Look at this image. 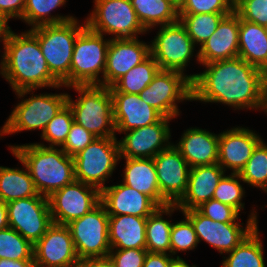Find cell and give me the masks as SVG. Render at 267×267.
I'll return each mask as SVG.
<instances>
[{
  "label": "cell",
  "mask_w": 267,
  "mask_h": 267,
  "mask_svg": "<svg viewBox=\"0 0 267 267\" xmlns=\"http://www.w3.org/2000/svg\"><path fill=\"white\" fill-rule=\"evenodd\" d=\"M2 48L0 75L12 91L63 88L51 75L39 41L29 29L21 33L11 29Z\"/></svg>",
  "instance_id": "cell-2"
},
{
  "label": "cell",
  "mask_w": 267,
  "mask_h": 267,
  "mask_svg": "<svg viewBox=\"0 0 267 267\" xmlns=\"http://www.w3.org/2000/svg\"><path fill=\"white\" fill-rule=\"evenodd\" d=\"M94 8L85 18L94 32L111 35V39L138 38L147 34L137 18L130 0H93Z\"/></svg>",
  "instance_id": "cell-10"
},
{
  "label": "cell",
  "mask_w": 267,
  "mask_h": 267,
  "mask_svg": "<svg viewBox=\"0 0 267 267\" xmlns=\"http://www.w3.org/2000/svg\"><path fill=\"white\" fill-rule=\"evenodd\" d=\"M238 57L267 74V34L264 26L240 18Z\"/></svg>",
  "instance_id": "cell-27"
},
{
  "label": "cell",
  "mask_w": 267,
  "mask_h": 267,
  "mask_svg": "<svg viewBox=\"0 0 267 267\" xmlns=\"http://www.w3.org/2000/svg\"><path fill=\"white\" fill-rule=\"evenodd\" d=\"M67 0H25V6L22 18L20 19L24 22L29 29L40 25L46 24H59L63 22L70 21L77 18L73 15H53L51 11L59 9V7L65 6Z\"/></svg>",
  "instance_id": "cell-32"
},
{
  "label": "cell",
  "mask_w": 267,
  "mask_h": 267,
  "mask_svg": "<svg viewBox=\"0 0 267 267\" xmlns=\"http://www.w3.org/2000/svg\"><path fill=\"white\" fill-rule=\"evenodd\" d=\"M262 242L257 225L227 257L223 255L221 267H266Z\"/></svg>",
  "instance_id": "cell-31"
},
{
  "label": "cell",
  "mask_w": 267,
  "mask_h": 267,
  "mask_svg": "<svg viewBox=\"0 0 267 267\" xmlns=\"http://www.w3.org/2000/svg\"><path fill=\"white\" fill-rule=\"evenodd\" d=\"M173 1L179 5V3H180L182 0H173Z\"/></svg>",
  "instance_id": "cell-56"
},
{
  "label": "cell",
  "mask_w": 267,
  "mask_h": 267,
  "mask_svg": "<svg viewBox=\"0 0 267 267\" xmlns=\"http://www.w3.org/2000/svg\"><path fill=\"white\" fill-rule=\"evenodd\" d=\"M138 95L164 117L177 119L181 114L178 104L192 102V80L184 73L160 69Z\"/></svg>",
  "instance_id": "cell-12"
},
{
  "label": "cell",
  "mask_w": 267,
  "mask_h": 267,
  "mask_svg": "<svg viewBox=\"0 0 267 267\" xmlns=\"http://www.w3.org/2000/svg\"><path fill=\"white\" fill-rule=\"evenodd\" d=\"M263 140L249 127L235 126L219 133L218 164L228 174L239 173Z\"/></svg>",
  "instance_id": "cell-19"
},
{
  "label": "cell",
  "mask_w": 267,
  "mask_h": 267,
  "mask_svg": "<svg viewBox=\"0 0 267 267\" xmlns=\"http://www.w3.org/2000/svg\"><path fill=\"white\" fill-rule=\"evenodd\" d=\"M78 265L80 267H114L109 256L96 257V258H85L79 260Z\"/></svg>",
  "instance_id": "cell-49"
},
{
  "label": "cell",
  "mask_w": 267,
  "mask_h": 267,
  "mask_svg": "<svg viewBox=\"0 0 267 267\" xmlns=\"http://www.w3.org/2000/svg\"><path fill=\"white\" fill-rule=\"evenodd\" d=\"M180 209L175 204L159 206L146 220V249L151 253H165L171 255L170 231L173 225L170 218ZM168 216L165 219L164 216Z\"/></svg>",
  "instance_id": "cell-28"
},
{
  "label": "cell",
  "mask_w": 267,
  "mask_h": 267,
  "mask_svg": "<svg viewBox=\"0 0 267 267\" xmlns=\"http://www.w3.org/2000/svg\"><path fill=\"white\" fill-rule=\"evenodd\" d=\"M35 267H74L79 263L67 225L52 223L33 245Z\"/></svg>",
  "instance_id": "cell-17"
},
{
  "label": "cell",
  "mask_w": 267,
  "mask_h": 267,
  "mask_svg": "<svg viewBox=\"0 0 267 267\" xmlns=\"http://www.w3.org/2000/svg\"><path fill=\"white\" fill-rule=\"evenodd\" d=\"M9 227L7 205L0 200V230Z\"/></svg>",
  "instance_id": "cell-51"
},
{
  "label": "cell",
  "mask_w": 267,
  "mask_h": 267,
  "mask_svg": "<svg viewBox=\"0 0 267 267\" xmlns=\"http://www.w3.org/2000/svg\"><path fill=\"white\" fill-rule=\"evenodd\" d=\"M150 55V42L138 38L111 39L107 51L103 86L111 87Z\"/></svg>",
  "instance_id": "cell-20"
},
{
  "label": "cell",
  "mask_w": 267,
  "mask_h": 267,
  "mask_svg": "<svg viewBox=\"0 0 267 267\" xmlns=\"http://www.w3.org/2000/svg\"><path fill=\"white\" fill-rule=\"evenodd\" d=\"M79 260L110 253L109 215L100 202L90 212L67 224Z\"/></svg>",
  "instance_id": "cell-13"
},
{
  "label": "cell",
  "mask_w": 267,
  "mask_h": 267,
  "mask_svg": "<svg viewBox=\"0 0 267 267\" xmlns=\"http://www.w3.org/2000/svg\"><path fill=\"white\" fill-rule=\"evenodd\" d=\"M159 70V65L150 54L143 62L133 67L109 87L110 92L138 95L152 82Z\"/></svg>",
  "instance_id": "cell-33"
},
{
  "label": "cell",
  "mask_w": 267,
  "mask_h": 267,
  "mask_svg": "<svg viewBox=\"0 0 267 267\" xmlns=\"http://www.w3.org/2000/svg\"><path fill=\"white\" fill-rule=\"evenodd\" d=\"M244 181L238 173L225 174L219 181L212 199L235 208L239 213L244 209L245 195Z\"/></svg>",
  "instance_id": "cell-37"
},
{
  "label": "cell",
  "mask_w": 267,
  "mask_h": 267,
  "mask_svg": "<svg viewBox=\"0 0 267 267\" xmlns=\"http://www.w3.org/2000/svg\"><path fill=\"white\" fill-rule=\"evenodd\" d=\"M179 212L193 224L198 242L208 243L220 255L231 252L258 225V212L253 207L245 226L243 222L240 223L239 218L232 223L214 221L202 215L197 209L180 210Z\"/></svg>",
  "instance_id": "cell-11"
},
{
  "label": "cell",
  "mask_w": 267,
  "mask_h": 267,
  "mask_svg": "<svg viewBox=\"0 0 267 267\" xmlns=\"http://www.w3.org/2000/svg\"><path fill=\"white\" fill-rule=\"evenodd\" d=\"M225 174L218 163L191 167L186 192L175 205L180 210H191L209 201Z\"/></svg>",
  "instance_id": "cell-24"
},
{
  "label": "cell",
  "mask_w": 267,
  "mask_h": 267,
  "mask_svg": "<svg viewBox=\"0 0 267 267\" xmlns=\"http://www.w3.org/2000/svg\"><path fill=\"white\" fill-rule=\"evenodd\" d=\"M180 221L173 222L170 231L171 255L176 257L179 252L196 249L199 242L193 224L185 216Z\"/></svg>",
  "instance_id": "cell-40"
},
{
  "label": "cell",
  "mask_w": 267,
  "mask_h": 267,
  "mask_svg": "<svg viewBox=\"0 0 267 267\" xmlns=\"http://www.w3.org/2000/svg\"><path fill=\"white\" fill-rule=\"evenodd\" d=\"M234 11L245 21L267 27V0H235Z\"/></svg>",
  "instance_id": "cell-42"
},
{
  "label": "cell",
  "mask_w": 267,
  "mask_h": 267,
  "mask_svg": "<svg viewBox=\"0 0 267 267\" xmlns=\"http://www.w3.org/2000/svg\"><path fill=\"white\" fill-rule=\"evenodd\" d=\"M156 28V36L150 41V54L159 68L184 73L193 80L196 74H187L185 71L194 56L196 63L200 64L199 54L185 27L178 21L152 29Z\"/></svg>",
  "instance_id": "cell-8"
},
{
  "label": "cell",
  "mask_w": 267,
  "mask_h": 267,
  "mask_svg": "<svg viewBox=\"0 0 267 267\" xmlns=\"http://www.w3.org/2000/svg\"><path fill=\"white\" fill-rule=\"evenodd\" d=\"M8 37V35H0V42H1V44H2V46H3V43H4V41H5V39ZM0 44V45H1ZM0 52H1V50H0Z\"/></svg>",
  "instance_id": "cell-54"
},
{
  "label": "cell",
  "mask_w": 267,
  "mask_h": 267,
  "mask_svg": "<svg viewBox=\"0 0 267 267\" xmlns=\"http://www.w3.org/2000/svg\"><path fill=\"white\" fill-rule=\"evenodd\" d=\"M67 88L78 93L76 100L69 93L67 99L74 121L96 137H116L110 88L101 85H73Z\"/></svg>",
  "instance_id": "cell-5"
},
{
  "label": "cell",
  "mask_w": 267,
  "mask_h": 267,
  "mask_svg": "<svg viewBox=\"0 0 267 267\" xmlns=\"http://www.w3.org/2000/svg\"><path fill=\"white\" fill-rule=\"evenodd\" d=\"M173 119L163 117L155 124L131 129L118 140L120 158H154L168 148L171 142L170 122Z\"/></svg>",
  "instance_id": "cell-16"
},
{
  "label": "cell",
  "mask_w": 267,
  "mask_h": 267,
  "mask_svg": "<svg viewBox=\"0 0 267 267\" xmlns=\"http://www.w3.org/2000/svg\"><path fill=\"white\" fill-rule=\"evenodd\" d=\"M230 13L179 14V21L199 49L216 31L220 21Z\"/></svg>",
  "instance_id": "cell-34"
},
{
  "label": "cell",
  "mask_w": 267,
  "mask_h": 267,
  "mask_svg": "<svg viewBox=\"0 0 267 267\" xmlns=\"http://www.w3.org/2000/svg\"><path fill=\"white\" fill-rule=\"evenodd\" d=\"M0 267H35L34 260L0 259Z\"/></svg>",
  "instance_id": "cell-50"
},
{
  "label": "cell",
  "mask_w": 267,
  "mask_h": 267,
  "mask_svg": "<svg viewBox=\"0 0 267 267\" xmlns=\"http://www.w3.org/2000/svg\"><path fill=\"white\" fill-rule=\"evenodd\" d=\"M9 227L34 245L53 223L48 197L43 195L6 203Z\"/></svg>",
  "instance_id": "cell-14"
},
{
  "label": "cell",
  "mask_w": 267,
  "mask_h": 267,
  "mask_svg": "<svg viewBox=\"0 0 267 267\" xmlns=\"http://www.w3.org/2000/svg\"><path fill=\"white\" fill-rule=\"evenodd\" d=\"M186 262L187 261H185L182 257L177 255L176 257L172 258L170 267H197V265H195V264L194 265H189Z\"/></svg>",
  "instance_id": "cell-53"
},
{
  "label": "cell",
  "mask_w": 267,
  "mask_h": 267,
  "mask_svg": "<svg viewBox=\"0 0 267 267\" xmlns=\"http://www.w3.org/2000/svg\"><path fill=\"white\" fill-rule=\"evenodd\" d=\"M125 160L122 183L151 197L159 206L169 203L161 196L153 158H120Z\"/></svg>",
  "instance_id": "cell-25"
},
{
  "label": "cell",
  "mask_w": 267,
  "mask_h": 267,
  "mask_svg": "<svg viewBox=\"0 0 267 267\" xmlns=\"http://www.w3.org/2000/svg\"><path fill=\"white\" fill-rule=\"evenodd\" d=\"M0 259L34 260L33 245L13 228L0 230Z\"/></svg>",
  "instance_id": "cell-38"
},
{
  "label": "cell",
  "mask_w": 267,
  "mask_h": 267,
  "mask_svg": "<svg viewBox=\"0 0 267 267\" xmlns=\"http://www.w3.org/2000/svg\"><path fill=\"white\" fill-rule=\"evenodd\" d=\"M147 217L109 215V244L111 249H146Z\"/></svg>",
  "instance_id": "cell-26"
},
{
  "label": "cell",
  "mask_w": 267,
  "mask_h": 267,
  "mask_svg": "<svg viewBox=\"0 0 267 267\" xmlns=\"http://www.w3.org/2000/svg\"><path fill=\"white\" fill-rule=\"evenodd\" d=\"M2 136L4 138V128H3V126L0 128V139H2Z\"/></svg>",
  "instance_id": "cell-55"
},
{
  "label": "cell",
  "mask_w": 267,
  "mask_h": 267,
  "mask_svg": "<svg viewBox=\"0 0 267 267\" xmlns=\"http://www.w3.org/2000/svg\"><path fill=\"white\" fill-rule=\"evenodd\" d=\"M74 122L72 109L66 104L47 124L44 132L40 136L44 142L37 144L46 147H61L67 139L71 125Z\"/></svg>",
  "instance_id": "cell-39"
},
{
  "label": "cell",
  "mask_w": 267,
  "mask_h": 267,
  "mask_svg": "<svg viewBox=\"0 0 267 267\" xmlns=\"http://www.w3.org/2000/svg\"><path fill=\"white\" fill-rule=\"evenodd\" d=\"M111 95L116 135L131 129L155 124L164 117L156 109L141 100L137 94L111 93Z\"/></svg>",
  "instance_id": "cell-22"
},
{
  "label": "cell",
  "mask_w": 267,
  "mask_h": 267,
  "mask_svg": "<svg viewBox=\"0 0 267 267\" xmlns=\"http://www.w3.org/2000/svg\"><path fill=\"white\" fill-rule=\"evenodd\" d=\"M23 168L0 166V200L8 203L13 200L38 196L33 179L26 165L11 151Z\"/></svg>",
  "instance_id": "cell-29"
},
{
  "label": "cell",
  "mask_w": 267,
  "mask_h": 267,
  "mask_svg": "<svg viewBox=\"0 0 267 267\" xmlns=\"http://www.w3.org/2000/svg\"><path fill=\"white\" fill-rule=\"evenodd\" d=\"M54 223L67 225L79 219L100 203V190L92 185L74 181L48 197Z\"/></svg>",
  "instance_id": "cell-15"
},
{
  "label": "cell",
  "mask_w": 267,
  "mask_h": 267,
  "mask_svg": "<svg viewBox=\"0 0 267 267\" xmlns=\"http://www.w3.org/2000/svg\"><path fill=\"white\" fill-rule=\"evenodd\" d=\"M8 146L28 168L40 195L49 197L75 181L74 159L60 147H46L37 143Z\"/></svg>",
  "instance_id": "cell-3"
},
{
  "label": "cell",
  "mask_w": 267,
  "mask_h": 267,
  "mask_svg": "<svg viewBox=\"0 0 267 267\" xmlns=\"http://www.w3.org/2000/svg\"><path fill=\"white\" fill-rule=\"evenodd\" d=\"M219 133L199 128V148H177L189 167L218 162Z\"/></svg>",
  "instance_id": "cell-35"
},
{
  "label": "cell",
  "mask_w": 267,
  "mask_h": 267,
  "mask_svg": "<svg viewBox=\"0 0 267 267\" xmlns=\"http://www.w3.org/2000/svg\"><path fill=\"white\" fill-rule=\"evenodd\" d=\"M147 249H111L108 254L114 267H143Z\"/></svg>",
  "instance_id": "cell-45"
},
{
  "label": "cell",
  "mask_w": 267,
  "mask_h": 267,
  "mask_svg": "<svg viewBox=\"0 0 267 267\" xmlns=\"http://www.w3.org/2000/svg\"><path fill=\"white\" fill-rule=\"evenodd\" d=\"M111 38L87 26L75 40L71 59L69 87L73 85H101Z\"/></svg>",
  "instance_id": "cell-7"
},
{
  "label": "cell",
  "mask_w": 267,
  "mask_h": 267,
  "mask_svg": "<svg viewBox=\"0 0 267 267\" xmlns=\"http://www.w3.org/2000/svg\"><path fill=\"white\" fill-rule=\"evenodd\" d=\"M173 256L165 253L147 252L143 267H170Z\"/></svg>",
  "instance_id": "cell-48"
},
{
  "label": "cell",
  "mask_w": 267,
  "mask_h": 267,
  "mask_svg": "<svg viewBox=\"0 0 267 267\" xmlns=\"http://www.w3.org/2000/svg\"><path fill=\"white\" fill-rule=\"evenodd\" d=\"M9 20L0 13V35H8L11 27L8 25Z\"/></svg>",
  "instance_id": "cell-52"
},
{
  "label": "cell",
  "mask_w": 267,
  "mask_h": 267,
  "mask_svg": "<svg viewBox=\"0 0 267 267\" xmlns=\"http://www.w3.org/2000/svg\"><path fill=\"white\" fill-rule=\"evenodd\" d=\"M100 202L108 215L148 217L159 207L151 197L122 182L103 188L100 191Z\"/></svg>",
  "instance_id": "cell-21"
},
{
  "label": "cell",
  "mask_w": 267,
  "mask_h": 267,
  "mask_svg": "<svg viewBox=\"0 0 267 267\" xmlns=\"http://www.w3.org/2000/svg\"><path fill=\"white\" fill-rule=\"evenodd\" d=\"M192 80V102L218 103L232 110L263 111L267 115V74L240 57L201 65Z\"/></svg>",
  "instance_id": "cell-1"
},
{
  "label": "cell",
  "mask_w": 267,
  "mask_h": 267,
  "mask_svg": "<svg viewBox=\"0 0 267 267\" xmlns=\"http://www.w3.org/2000/svg\"><path fill=\"white\" fill-rule=\"evenodd\" d=\"M75 180L100 191L120 163L117 137H97L74 157Z\"/></svg>",
  "instance_id": "cell-9"
},
{
  "label": "cell",
  "mask_w": 267,
  "mask_h": 267,
  "mask_svg": "<svg viewBox=\"0 0 267 267\" xmlns=\"http://www.w3.org/2000/svg\"><path fill=\"white\" fill-rule=\"evenodd\" d=\"M86 27L78 18L59 24H46L29 29L38 39L51 75L64 88L69 87V74L75 40Z\"/></svg>",
  "instance_id": "cell-4"
},
{
  "label": "cell",
  "mask_w": 267,
  "mask_h": 267,
  "mask_svg": "<svg viewBox=\"0 0 267 267\" xmlns=\"http://www.w3.org/2000/svg\"><path fill=\"white\" fill-rule=\"evenodd\" d=\"M161 196L176 204L187 189L190 167L173 143L154 158Z\"/></svg>",
  "instance_id": "cell-18"
},
{
  "label": "cell",
  "mask_w": 267,
  "mask_h": 267,
  "mask_svg": "<svg viewBox=\"0 0 267 267\" xmlns=\"http://www.w3.org/2000/svg\"><path fill=\"white\" fill-rule=\"evenodd\" d=\"M95 138H97L95 135L74 121L71 125L66 141L60 148L68 156L74 157L88 144H91Z\"/></svg>",
  "instance_id": "cell-43"
},
{
  "label": "cell",
  "mask_w": 267,
  "mask_h": 267,
  "mask_svg": "<svg viewBox=\"0 0 267 267\" xmlns=\"http://www.w3.org/2000/svg\"><path fill=\"white\" fill-rule=\"evenodd\" d=\"M137 18L147 32L179 21L178 4L173 0H130Z\"/></svg>",
  "instance_id": "cell-30"
},
{
  "label": "cell",
  "mask_w": 267,
  "mask_h": 267,
  "mask_svg": "<svg viewBox=\"0 0 267 267\" xmlns=\"http://www.w3.org/2000/svg\"><path fill=\"white\" fill-rule=\"evenodd\" d=\"M25 0H0V13L9 21L20 20L23 15Z\"/></svg>",
  "instance_id": "cell-46"
},
{
  "label": "cell",
  "mask_w": 267,
  "mask_h": 267,
  "mask_svg": "<svg viewBox=\"0 0 267 267\" xmlns=\"http://www.w3.org/2000/svg\"><path fill=\"white\" fill-rule=\"evenodd\" d=\"M196 209L202 215L224 223L235 222L241 215L235 208L214 199L202 203Z\"/></svg>",
  "instance_id": "cell-44"
},
{
  "label": "cell",
  "mask_w": 267,
  "mask_h": 267,
  "mask_svg": "<svg viewBox=\"0 0 267 267\" xmlns=\"http://www.w3.org/2000/svg\"><path fill=\"white\" fill-rule=\"evenodd\" d=\"M177 143H173L176 148H199V127H189L184 130Z\"/></svg>",
  "instance_id": "cell-47"
},
{
  "label": "cell",
  "mask_w": 267,
  "mask_h": 267,
  "mask_svg": "<svg viewBox=\"0 0 267 267\" xmlns=\"http://www.w3.org/2000/svg\"><path fill=\"white\" fill-rule=\"evenodd\" d=\"M249 187L267 194V143L264 139L256 146L250 159L238 173Z\"/></svg>",
  "instance_id": "cell-36"
},
{
  "label": "cell",
  "mask_w": 267,
  "mask_h": 267,
  "mask_svg": "<svg viewBox=\"0 0 267 267\" xmlns=\"http://www.w3.org/2000/svg\"><path fill=\"white\" fill-rule=\"evenodd\" d=\"M233 0H182L178 5V14L231 13Z\"/></svg>",
  "instance_id": "cell-41"
},
{
  "label": "cell",
  "mask_w": 267,
  "mask_h": 267,
  "mask_svg": "<svg viewBox=\"0 0 267 267\" xmlns=\"http://www.w3.org/2000/svg\"><path fill=\"white\" fill-rule=\"evenodd\" d=\"M35 91L36 89H25L14 92L21 102L14 105L6 118L3 124L4 135L35 130H41L42 135L50 120L67 104L66 92L34 94Z\"/></svg>",
  "instance_id": "cell-6"
},
{
  "label": "cell",
  "mask_w": 267,
  "mask_h": 267,
  "mask_svg": "<svg viewBox=\"0 0 267 267\" xmlns=\"http://www.w3.org/2000/svg\"><path fill=\"white\" fill-rule=\"evenodd\" d=\"M240 17L233 10L219 23L216 31L199 47L200 65L238 57Z\"/></svg>",
  "instance_id": "cell-23"
}]
</instances>
